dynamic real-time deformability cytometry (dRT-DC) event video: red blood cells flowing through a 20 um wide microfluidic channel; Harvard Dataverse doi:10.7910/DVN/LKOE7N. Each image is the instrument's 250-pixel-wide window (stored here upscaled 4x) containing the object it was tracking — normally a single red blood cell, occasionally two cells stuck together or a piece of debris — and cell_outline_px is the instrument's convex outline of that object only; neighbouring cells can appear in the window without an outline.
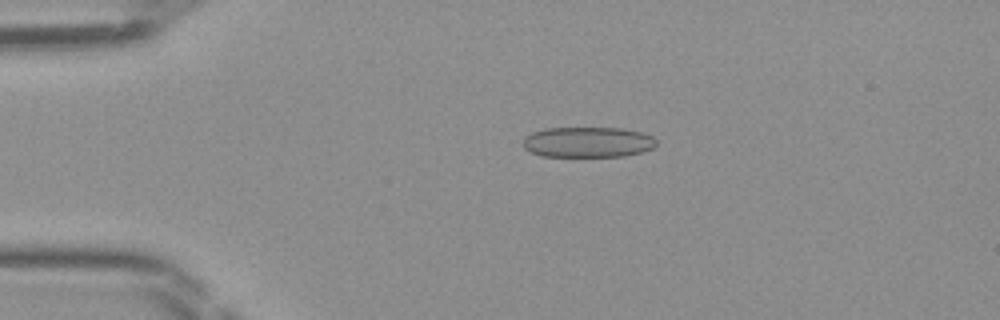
{"species": "Egyptian fruit bat (a non-hibernating species)", "species_latin": "Rousettus aegyptiacus", "temperature_condition": "room temperature", "stored_images_in_passage": 47, "camera_frame_rate_fps": 3000, "um_per_image_px": 0.085, "frame": {"image": 1, "passage_image": 10, "time_ms": 3.0, "image_size_px": [1000, 320], "cell_outline_px": [[656, 144], [652, 148], [640, 152], [624, 156], [540, 156], [524, 148], [524, 136], [532, 132], [544, 128], [624, 128], [644, 132], [652, 136], [656, 140]], "centroid_in_image_um": [49.96, 12.07], "position_along_channel_um": 35.0, "area_um2": 23.76}}
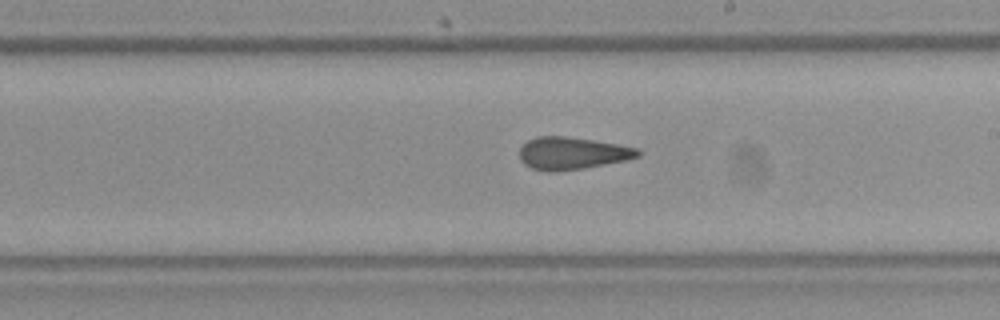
{"frame": {"image": 2, "passage_image": 27, "time_ms": 8.667, "image_size_px": [1000, 320], "cell_outline_px": [[640, 156], [628, 160], [584, 168], [556, 172], [548, 172], [532, 168], [524, 164], [520, 160], [520, 148], [528, 140], [536, 136], [564, 136], [620, 144], [640, 148]], "centroid_in_image_um": [48.66, 13.03], "position_along_channel_um": 240.3, "area_um2": 22.54}}
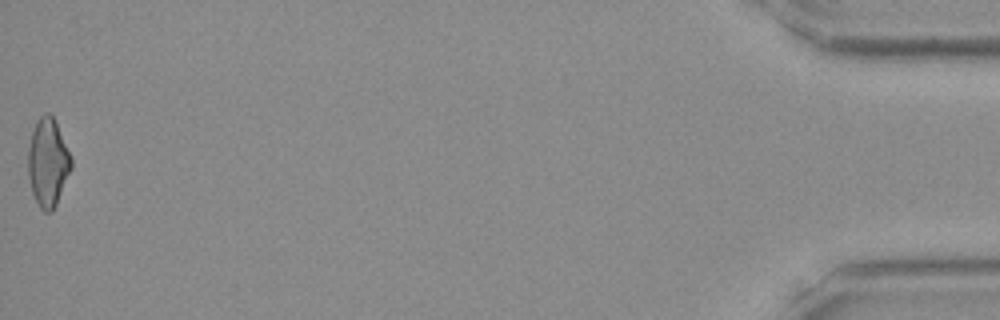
{"frame": {"image": 3, "passage_image": 47, "time_ms": 15.333, "image_size_px": [1000, 320], "cell_outline_px": [[72, 168], [56, 204], [52, 212], [44, 212], [40, 208], [32, 192], [28, 176], [28, 148], [32, 132], [36, 120], [44, 112], [48, 112], [52, 116], [56, 124], [72, 160]], "centroid_in_image_um": [4.05, 13.82], "position_along_channel_um": 431.1, "area_um2": 21.91}}